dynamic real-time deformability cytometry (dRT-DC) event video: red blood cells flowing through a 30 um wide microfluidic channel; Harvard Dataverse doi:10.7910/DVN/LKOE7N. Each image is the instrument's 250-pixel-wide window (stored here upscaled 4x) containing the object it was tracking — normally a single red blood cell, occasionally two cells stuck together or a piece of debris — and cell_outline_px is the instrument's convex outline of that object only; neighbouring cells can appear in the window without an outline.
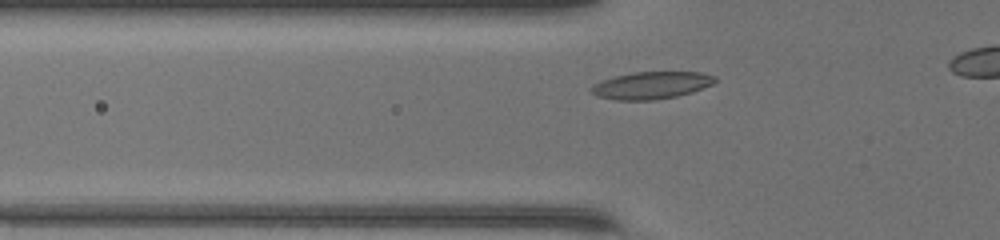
{"species": "common noctule bat (a hibernating species)", "species_latin": "Nyctalus noctula", "temperature_condition": "warm", "stored_images_in_passage": 28, "camera_frame_rate_fps": 3000, "um_per_image_px": 0.085, "animal": {"sex": "female", "body_mass_g": 17.0, "forearm_length_mm": 48.0}, "frame": {"image": 1, "passage_image": 8, "time_ms": 2.333, "image_size_px": [1000, 240], "cell_outline_px": [[716, 80], [712, 84], [692, 92], [676, 96], [656, 100], [616, 100], [596, 96], [588, 92], [588, 88], [592, 84], [600, 80], [616, 76], [636, 72], [700, 72], [716, 76]], "centroid_in_image_um": [55.29, 7.26], "position_along_channel_um": 70.5, "area_um2": 19.83}}
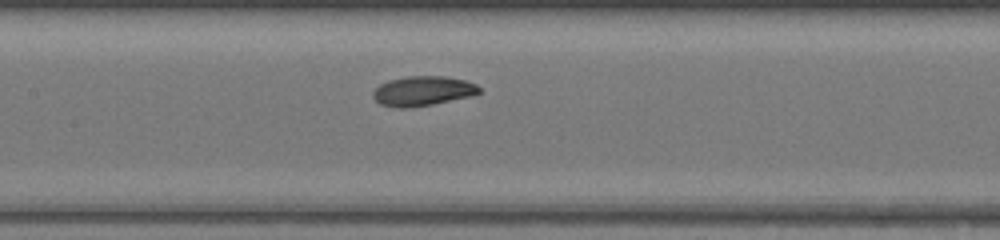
{"frame": {"image": 2, "passage_image": 15, "time_ms": 4.667, "image_size_px": [1000, 240], "cell_outline_px": [[480, 92], [472, 96], [432, 104], [408, 108], [400, 108], [380, 104], [372, 96], [372, 92], [380, 84], [388, 80], [408, 76], [448, 76], [464, 80], [476, 84], [480, 88]], "centroid_in_image_um": [35.93, 7.73], "position_along_channel_um": 171.5, "area_um2": 18.38}}
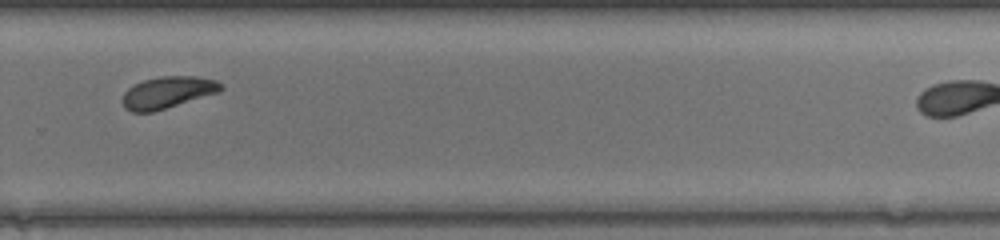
{"frame": {"image": 3, "passage_image": 25, "time_ms": 8.0, "image_size_px": [1000, 240], "cell_outline_px": [[224, 88], [220, 92], [152, 112], [132, 112], [124, 108], [120, 100], [124, 92], [128, 88], [144, 80], [160, 76], [196, 76], [216, 80]], "centroid_in_image_um": [14.22, 7.86], "position_along_channel_um": 315.6, "area_um2": 18.26}}